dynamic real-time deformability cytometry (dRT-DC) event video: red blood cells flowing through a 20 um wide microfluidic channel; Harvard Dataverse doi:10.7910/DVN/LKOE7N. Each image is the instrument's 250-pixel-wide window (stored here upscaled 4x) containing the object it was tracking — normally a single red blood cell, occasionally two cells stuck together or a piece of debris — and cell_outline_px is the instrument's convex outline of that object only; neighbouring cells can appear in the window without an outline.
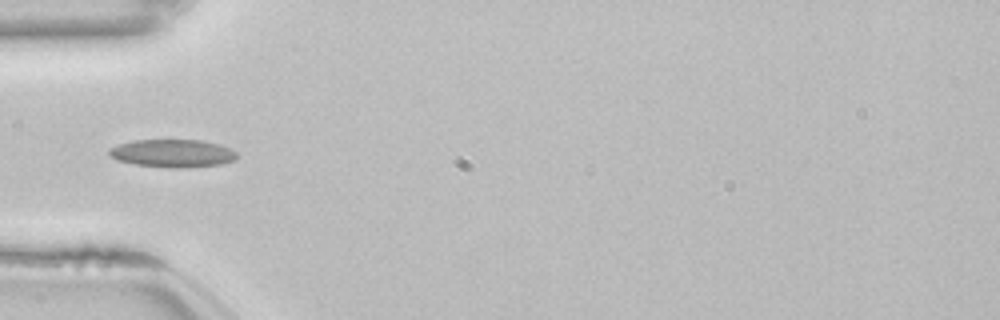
{"species": "common noctule bat (a hibernating species)", "species_latin": "Nyctalus noctula", "temperature_condition": "room temperature", "stored_images_in_passage": 37, "camera_frame_rate_fps": 3000, "um_per_image_px": 0.085, "animal": {"sex": "female", "body_mass_g": 22.7, "forearm_length_mm": 54.2}, "frame": {"image": 1, "passage_image": 1, "time_ms": 0.0, "image_size_px": [1000, 320], "cell_outline_px": [[236, 156], [232, 160], [220, 164], [184, 168], [168, 168], [132, 164], [116, 160], [108, 156], [108, 148], [120, 144], [136, 140], [200, 140], [220, 144], [236, 152]], "centroid_in_image_um": [14.6, 13.04], "position_along_channel_um": 70.4, "area_um2": 20.81}, "authors_computed_cell_mechanics": {"area_um2": 19.074, "velocity_mm_per_s": 3.856, "shape_relaxation_time_tau1_ms": null, "shape_relaxation_time_tau2_ms": 3.4815, "deformation_change_tau1": null, "deformation_change_tau2": 0.1003}}